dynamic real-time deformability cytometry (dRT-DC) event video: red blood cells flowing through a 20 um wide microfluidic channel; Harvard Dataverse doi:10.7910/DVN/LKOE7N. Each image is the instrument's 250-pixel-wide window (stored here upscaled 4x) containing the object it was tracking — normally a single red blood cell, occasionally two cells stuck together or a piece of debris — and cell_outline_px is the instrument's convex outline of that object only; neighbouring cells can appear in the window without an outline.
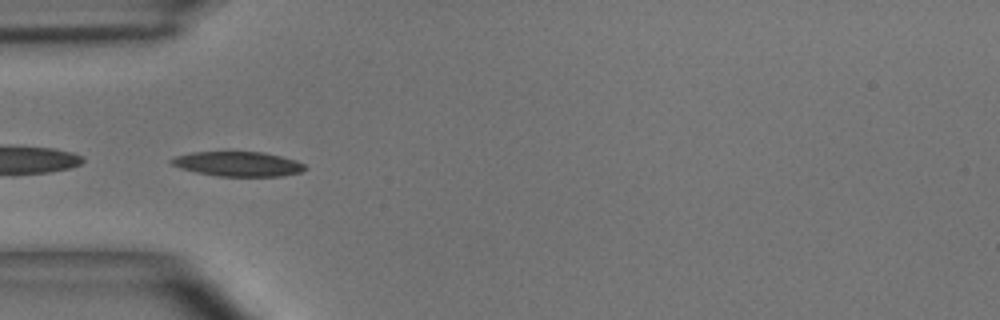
{"species": "common noctule bat (a hibernating species)", "species_latin": "Nyctalus noctula", "temperature_condition": "room temperature", "stored_images_in_passage": 8, "camera_frame_rate_fps": 3000, "um_per_image_px": 0.085, "animal": {"sex": "male", "body_mass_g": 15.6}, "frame": {"image": 1, "passage_image": 3, "time_ms": 0.667, "image_size_px": [1000, 320], "cell_outline_px": [[308, 168], [300, 172], [284, 176], [216, 176], [196, 172], [180, 168], [172, 164], [168, 160], [176, 156], [192, 152], [264, 152], [296, 160], [304, 164]], "centroid_in_image_um": [20.24, 13.94], "position_along_channel_um": 64.8, "area_um2": 19.25}}
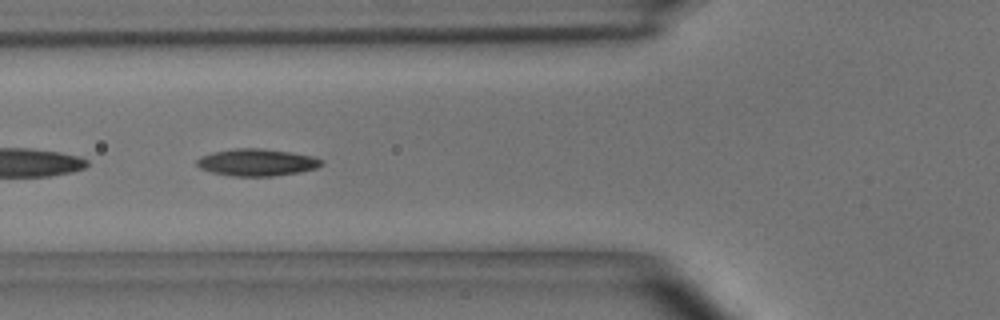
{"frame": {"image": 2, "passage_image": 6, "time_ms": 1.667, "image_size_px": [1000, 320], "cell_outline_px": [[324, 164], [316, 168], [300, 172], [272, 176], [232, 176], [212, 172], [200, 168], [196, 164], [196, 160], [200, 156], [212, 152], [236, 148], [260, 148], [288, 152], [312, 156], [324, 160]], "centroid_in_image_um": [21.82, 13.8], "position_along_channel_um": 104.0, "area_um2": 19.65}}